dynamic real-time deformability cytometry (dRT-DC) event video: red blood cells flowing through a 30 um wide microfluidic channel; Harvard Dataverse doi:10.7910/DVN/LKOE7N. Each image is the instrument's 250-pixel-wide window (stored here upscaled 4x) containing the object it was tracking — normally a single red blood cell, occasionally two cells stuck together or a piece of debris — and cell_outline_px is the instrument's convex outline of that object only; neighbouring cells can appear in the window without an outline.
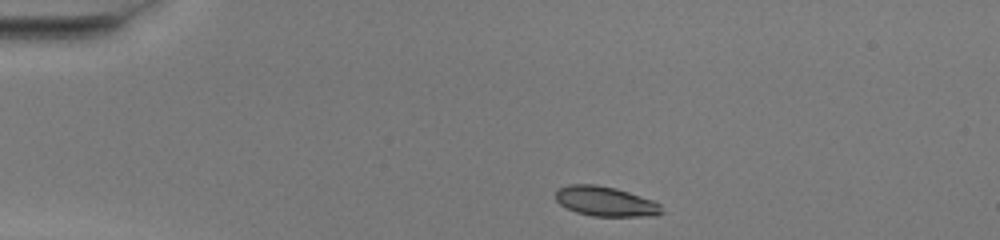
{"species": "common noctule bat (a hibernating species)", "species_latin": "Nyctalus noctula", "temperature_condition": "warm", "stored_images_in_passage": 41, "camera_frame_rate_fps": 3000, "um_per_image_px": 0.085, "animal": {"sex": "female", "body_mass_g": 20.0, "forearm_length_mm": 54.0}, "frame": {"image": 1, "passage_image": 1, "time_ms": 0.0, "image_size_px": [1000, 240], "cell_outline_px": [[664, 212], [656, 216], [592, 216], [576, 212], [560, 204], [556, 200], [556, 192], [560, 188], [568, 184], [596, 184], [616, 188], [652, 200], [660, 204]], "centroid_in_image_um": [51.48, 17.12], "position_along_channel_um": 33.5, "area_um2": 18.38}}
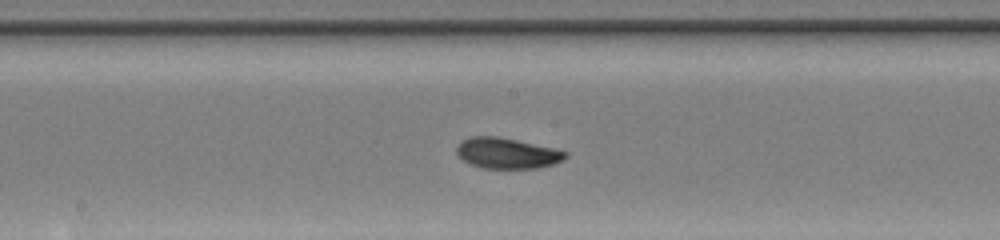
{"frame": {"image": 2, "passage_image": 18, "time_ms": 5.667, "image_size_px": [1000, 240], "cell_outline_px": [[568, 156], [564, 160], [552, 164], [536, 168], [480, 168], [464, 160], [456, 152], [456, 144], [460, 140], [472, 136], [496, 136], [516, 140], [552, 148], [568, 152]], "centroid_in_image_um": [43.06, 13.01], "position_along_channel_um": 205.1, "area_um2": 19.36}}
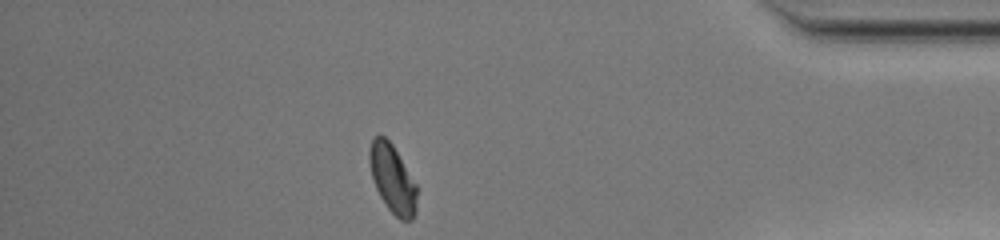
{"frame": {"image": 3, "passage_image": 35, "time_ms": 11.333, "image_size_px": [1000, 240], "cell_outline_px": [[416, 212], [412, 220], [400, 220], [388, 208], [380, 196], [372, 180], [368, 160], [368, 152], [372, 140], [376, 136], [384, 136], [392, 144], [416, 184]], "centroid_in_image_um": [33.34, 15.2], "position_along_channel_um": 401.9, "area_um2": 18.73}, "authors_computed_cell_mechanics": {"area_um2": 19.1318, "velocity_mm_per_s": 4.0816, "shape_relaxation_time_tau1_ms": 5.5745, "shape_relaxation_time_tau2_ms": 1.6134, "deformation_change_tau1": 0.1637, "deformation_change_tau2": 0.0498}}